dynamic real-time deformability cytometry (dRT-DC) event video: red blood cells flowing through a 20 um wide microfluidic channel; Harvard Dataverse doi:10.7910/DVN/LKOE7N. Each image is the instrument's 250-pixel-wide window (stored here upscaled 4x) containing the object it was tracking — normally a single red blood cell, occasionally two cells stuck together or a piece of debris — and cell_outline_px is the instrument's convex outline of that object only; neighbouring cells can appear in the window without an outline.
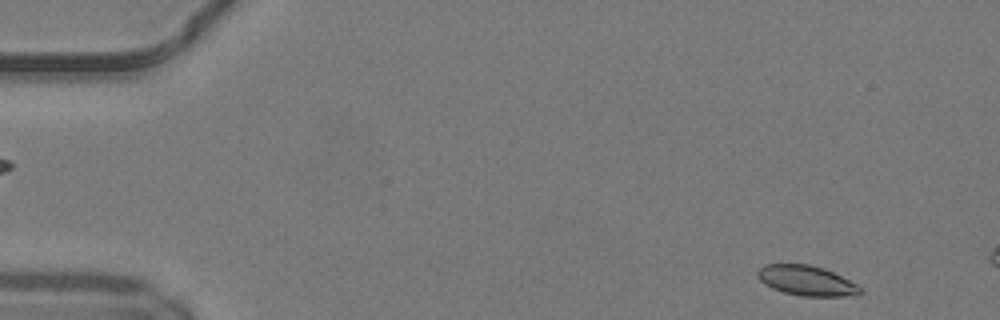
{"species": "common noctule bat (a hibernating species)", "species_latin": "Nyctalus noctula", "temperature_condition": "warm", "stored_images_in_passage": 48, "camera_frame_rate_fps": 3000, "um_per_image_px": 0.085, "animal": {"sex": "male", "body_mass_g": 19.2, "forearm_length_mm": 51.8}, "frame": {"image": 1, "passage_image": 2, "time_ms": 0.333, "image_size_px": [1000, 320], "cell_outline_px": [[864, 292], [844, 296], [800, 296], [784, 292], [772, 288], [764, 284], [756, 276], [756, 272], [764, 264], [808, 264], [824, 268], [856, 284]], "centroid_in_image_um": [68.5, 23.84], "position_along_channel_um": 16.5, "area_um2": 17.8}}
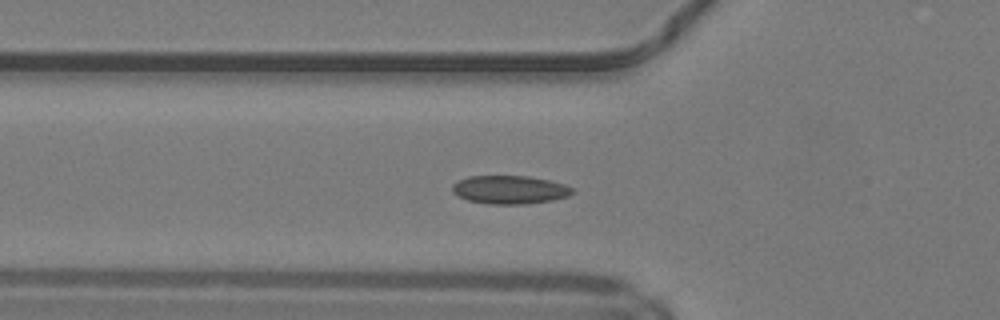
{"frame": {"image": 2, "passage_image": 15, "time_ms": 4.667, "image_size_px": [1000, 320], "cell_outline_px": [[572, 192], [568, 196], [552, 200], [524, 204], [492, 204], [468, 200], [456, 196], [452, 192], [452, 184], [456, 180], [468, 176], [528, 176], [548, 180], [564, 184], [572, 188]], "centroid_in_image_um": [43.26, 16.12], "position_along_channel_um": 82.5, "area_um2": 19.83}}
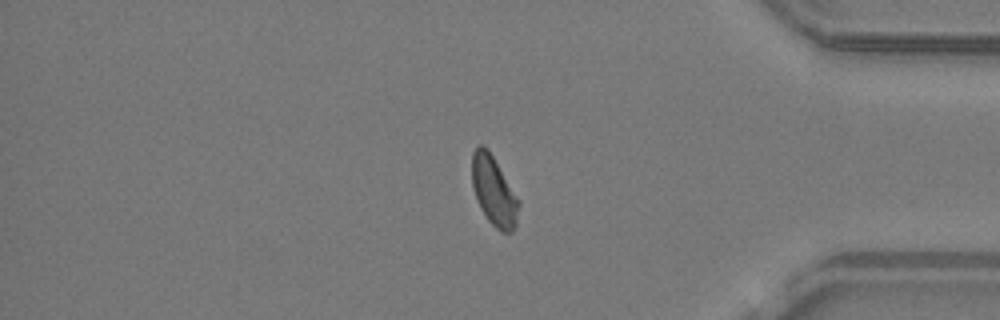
{"frame": {"image": 3, "passage_image": 39, "time_ms": 12.667, "image_size_px": [1000, 320], "cell_outline_px": [[520, 204], [516, 228], [512, 232], [500, 232], [488, 220], [480, 208], [472, 188], [472, 152], [480, 144], [484, 144], [488, 148], [520, 200]], "centroid_in_image_um": [41.99, 16.24], "position_along_channel_um": 393.2, "area_um2": 19.25}, "authors_computed_cell_mechanics": {"area_um2": 18.6694, "velocity_mm_per_s": 4.1833, "shape_relaxation_time_tau1_ms": 5.9125, "shape_relaxation_time_tau2_ms": 5.2013, "deformation_change_tau1": 0.1097, "deformation_change_tau2": 0.1032}}